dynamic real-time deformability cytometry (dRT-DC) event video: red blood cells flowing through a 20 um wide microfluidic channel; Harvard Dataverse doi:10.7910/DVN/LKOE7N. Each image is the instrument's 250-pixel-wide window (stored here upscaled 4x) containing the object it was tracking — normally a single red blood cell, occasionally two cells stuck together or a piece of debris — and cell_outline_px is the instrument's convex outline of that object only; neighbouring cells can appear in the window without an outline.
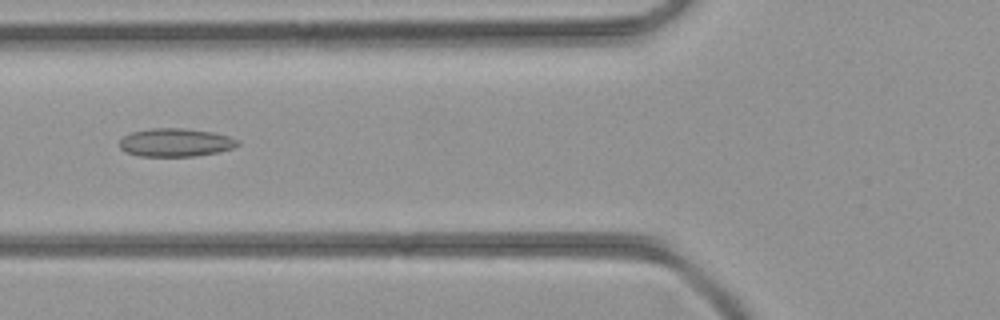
{"species": "common noctule bat (a hibernating species)", "species_latin": "Nyctalus noctula", "temperature_condition": "room temperature", "stored_images_in_passage": 13, "camera_frame_rate_fps": 3000, "um_per_image_px": 0.085, "animal": {"sex": "female", "body_mass_g": 21.9}, "frame": {"image": 1, "passage_image": 3, "time_ms": 0.667, "image_size_px": [1000, 320], "cell_outline_px": [[240, 144], [232, 148], [220, 152], [192, 156], [140, 156], [124, 152], [120, 148], [120, 140], [124, 136], [132, 132], [152, 128], [184, 128], [212, 132], [228, 136], [240, 140]], "centroid_in_image_um": [14.93, 12.11], "position_along_channel_um": 110.9, "area_um2": 19.48}}